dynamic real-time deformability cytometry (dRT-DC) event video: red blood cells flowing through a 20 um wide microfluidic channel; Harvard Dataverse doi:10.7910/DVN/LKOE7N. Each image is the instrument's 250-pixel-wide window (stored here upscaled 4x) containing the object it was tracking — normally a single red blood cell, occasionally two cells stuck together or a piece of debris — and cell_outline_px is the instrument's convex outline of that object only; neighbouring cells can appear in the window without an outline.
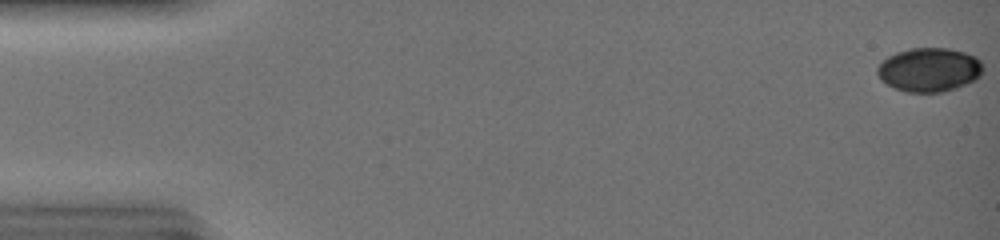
{"species": "common noctule bat (a hibernating species)", "species_latin": "Nyctalus noctula", "temperature_condition": "warm", "stored_images_in_passage": 32, "camera_frame_rate_fps": 3000, "um_per_image_px": 0.085, "animal": {"sex": "female", "body_mass_g": 19.0, "forearm_length_mm": 51.5}, "frame": {"image": 1, "passage_image": 1, "time_ms": 0.0, "image_size_px": [1000, 240], "cell_outline_px": [[984, 68], [980, 76], [976, 80], [956, 88], [940, 92], [904, 92], [892, 88], [880, 80], [876, 72], [876, 68], [888, 56], [896, 52], [912, 48], [948, 48], [964, 52], [976, 56], [980, 60]], "centroid_in_image_um": [78.98, 5.93], "position_along_channel_um": 6.0, "area_um2": 27.34}}